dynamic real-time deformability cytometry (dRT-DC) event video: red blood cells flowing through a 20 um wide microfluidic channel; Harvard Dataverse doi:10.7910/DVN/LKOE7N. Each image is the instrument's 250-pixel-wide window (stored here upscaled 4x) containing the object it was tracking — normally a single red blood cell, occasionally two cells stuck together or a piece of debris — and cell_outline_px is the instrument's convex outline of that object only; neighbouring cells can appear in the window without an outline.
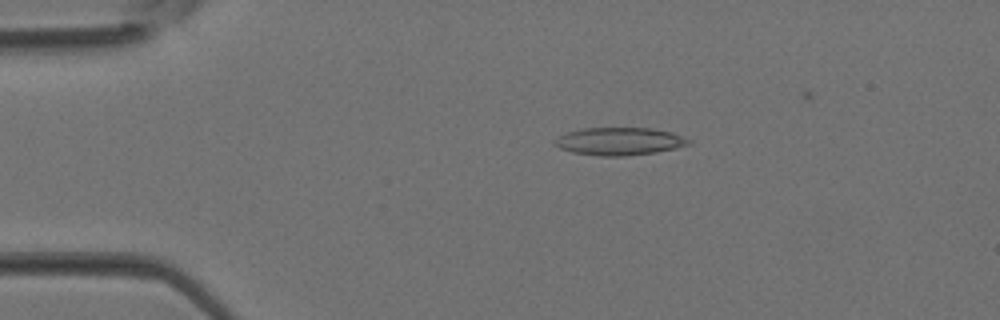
{"species": "Egyptian fruit bat (a non-hibernating species)", "species_latin": "Rousettus aegyptiacus", "temperature_condition": "room temperature", "stored_images_in_passage": 2, "camera_frame_rate_fps": 3000, "um_per_image_px": 0.085, "animal": {"sex": "female"}, "frame": {"image": 1, "passage_image": 1, "time_ms": 0.0, "image_size_px": [1000, 320], "cell_outline_px": [[692, 144], [676, 148], [656, 152], [624, 156], [600, 156], [572, 152], [560, 148], [552, 144], [552, 140], [556, 136], [568, 132], [584, 128], [652, 128], [672, 132], [692, 140]], "centroid_in_image_um": [52.64, 12.01], "position_along_channel_um": 32.4, "area_um2": 21.85}}